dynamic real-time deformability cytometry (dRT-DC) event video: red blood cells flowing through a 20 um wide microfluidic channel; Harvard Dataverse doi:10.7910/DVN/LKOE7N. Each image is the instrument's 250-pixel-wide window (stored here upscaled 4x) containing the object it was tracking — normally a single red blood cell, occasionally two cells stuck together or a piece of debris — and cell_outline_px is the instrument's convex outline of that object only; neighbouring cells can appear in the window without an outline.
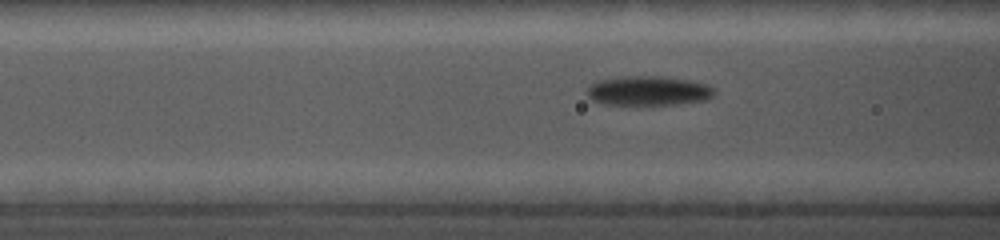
{"species": "common noctule bat (a hibernating species)", "species_latin": "Nyctalus noctula", "temperature_condition": "cold", "stored_images_in_passage": 27, "camera_frame_rate_fps": 5000, "um_per_image_px": 0.085, "animal": {"sex": "female", "body_mass_g": 19.0, "forearm_length_mm": 56.7}, "frame": {"image": 1, "passage_image": 6, "time_ms": 1.8, "image_size_px": [1000, 240], "cell_outline_px": [[712, 96], [704, 100], [672, 104], [604, 104], [592, 100], [588, 96], [588, 88], [592, 84], [600, 80], [620, 76], [656, 76], [688, 80], [708, 84], [712, 88]], "centroid_in_image_um": [55.07, 7.71], "position_along_channel_um": 111.5, "area_um2": 21.39}}
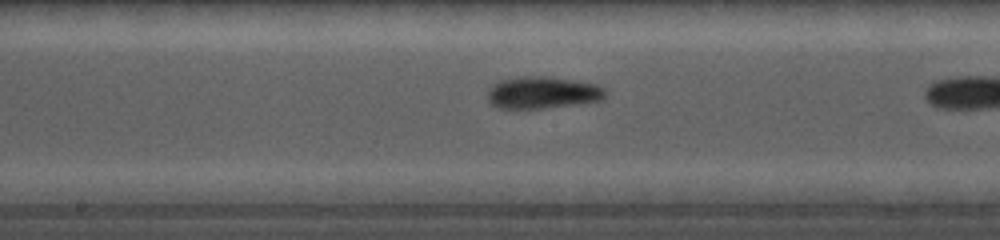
{"frame": {"image": 2, "passage_image": 13, "time_ms": 4.2, "image_size_px": [1000, 240], "cell_outline_px": [[608, 92], [600, 100], [544, 108], [500, 108], [492, 104], [488, 100], [488, 92], [500, 80], [524, 76], [544, 76], [572, 80], [596, 84], [604, 88]], "centroid_in_image_um": [46.13, 7.86], "position_along_channel_um": 202.1, "area_um2": 21.5}}
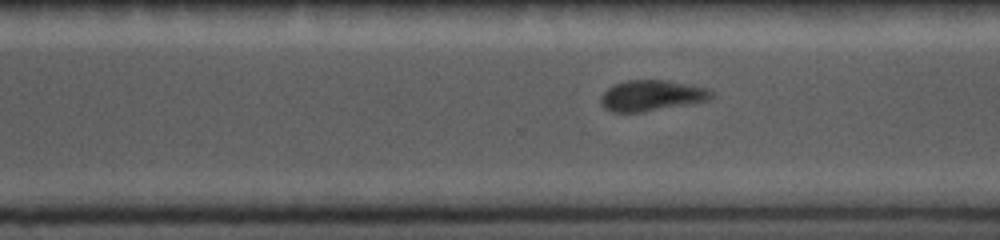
{"frame": {"image": 3, "passage_image": 21, "time_ms": 7.2, "image_size_px": [1000, 240], "cell_outline_px": [[712, 96], [708, 100], [688, 104], [644, 112], [612, 112], [604, 108], [600, 104], [600, 100], [604, 92], [612, 84], [628, 80], [664, 80], [688, 84], [708, 88], [712, 92]], "centroid_in_image_um": [55.35, 8.12], "position_along_channel_um": 315.2, "area_um2": 19.83}}